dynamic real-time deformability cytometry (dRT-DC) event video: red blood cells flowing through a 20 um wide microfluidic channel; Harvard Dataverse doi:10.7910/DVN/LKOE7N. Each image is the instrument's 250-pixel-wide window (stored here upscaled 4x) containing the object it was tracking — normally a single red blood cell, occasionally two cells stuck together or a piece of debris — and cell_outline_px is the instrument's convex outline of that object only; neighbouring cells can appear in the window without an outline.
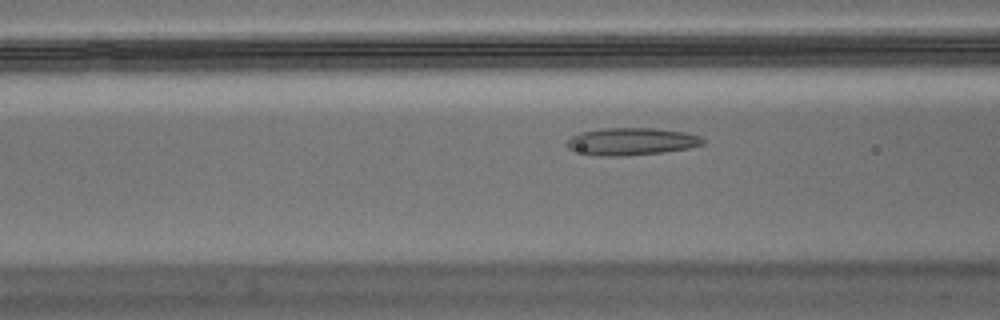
{"species": "Egyptian fruit bat (a non-hibernating species)", "species_latin": "Rousettus aegyptiacus", "temperature_condition": "warm", "stored_images_in_passage": 42, "camera_frame_rate_fps": 3000, "um_per_image_px": 0.085, "animal": {"sex": "male"}, "frame": {"image": 1, "passage_image": 16, "time_ms": 5.0, "image_size_px": [1000, 320], "cell_outline_px": [[704, 144], [688, 148], [664, 152], [624, 156], [600, 156], [568, 148], [564, 144], [572, 136], [580, 132], [604, 128], [656, 128], [684, 132], [700, 136], [704, 140]], "centroid_in_image_um": [53.69, 12.02], "position_along_channel_um": 112.9, "area_um2": 21.56}}
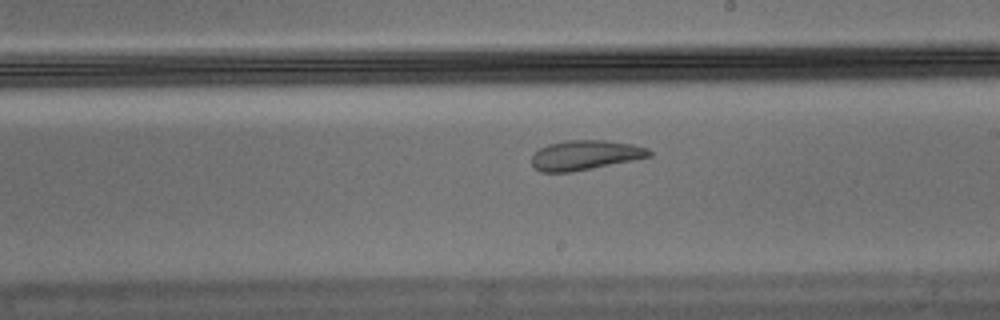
{"frame": {"image": 2, "passage_image": 27, "time_ms": 8.667, "image_size_px": [1000, 320], "cell_outline_px": [[652, 156], [572, 172], [540, 172], [532, 168], [532, 156], [540, 148], [548, 144], [564, 140], [608, 140], [632, 144], [648, 148], [652, 152]], "centroid_in_image_um": [49.72, 13.18], "position_along_channel_um": 239.3, "area_um2": 20.4}}
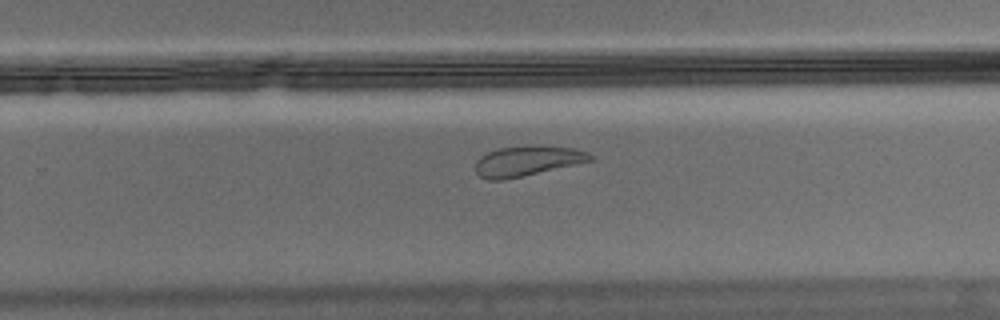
{"frame": {"image": 3, "passage_image": 31, "time_ms": 10.0, "image_size_px": [1000, 320], "cell_outline_px": [[592, 160], [520, 176], [500, 180], [488, 180], [480, 176], [476, 172], [476, 160], [480, 156], [488, 152], [500, 148], [528, 144], [540, 144], [576, 148], [588, 152], [592, 156]], "centroid_in_image_um": [44.8, 13.63], "position_along_channel_um": 285.0, "area_um2": 20.11}}